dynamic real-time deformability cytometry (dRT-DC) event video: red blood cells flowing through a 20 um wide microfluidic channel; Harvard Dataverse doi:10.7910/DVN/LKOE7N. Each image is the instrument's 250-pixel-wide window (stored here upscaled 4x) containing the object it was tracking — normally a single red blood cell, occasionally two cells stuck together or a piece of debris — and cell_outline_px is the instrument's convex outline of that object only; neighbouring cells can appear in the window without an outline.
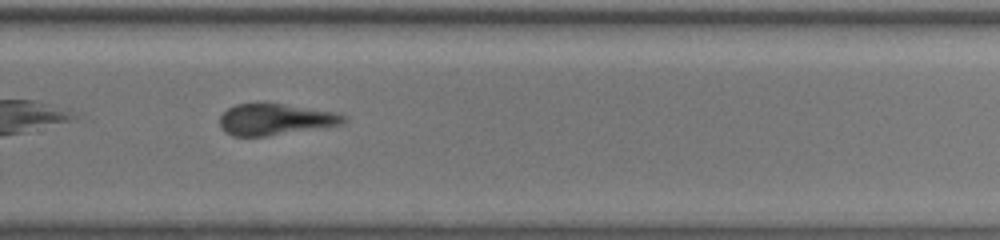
{"species": "common noctule bat (a hibernating species)", "species_latin": "Nyctalus noctula", "temperature_condition": "warm", "stored_images_in_passage": 38, "camera_frame_rate_fps": 3000, "um_per_image_px": 0.085, "animal": {"sex": "female", "body_mass_g": 19.5, "forearm_length_mm": 54.1}, "frame": {"image": 1, "passage_image": 22, "time_ms": 7.0, "image_size_px": [1000, 240], "cell_outline_px": [[348, 120], [344, 124], [264, 136], [232, 136], [224, 132], [220, 128], [220, 116], [228, 108], [236, 104], [280, 104], [336, 112], [348, 116]], "centroid_in_image_um": [23.4, 10.16], "position_along_channel_um": 306.4, "area_um2": 22.37}, "authors_computed_cell_mechanics": {"area_um2": 23.0622, "velocity_mm_per_s": 3.3975, "shape_relaxation_time_tau1_ms": 5.0314, "shape_relaxation_time_tau2_ms": 3.3356, "deformation_change_tau1": 0.1588, "deformation_change_tau2": 0.1418}}